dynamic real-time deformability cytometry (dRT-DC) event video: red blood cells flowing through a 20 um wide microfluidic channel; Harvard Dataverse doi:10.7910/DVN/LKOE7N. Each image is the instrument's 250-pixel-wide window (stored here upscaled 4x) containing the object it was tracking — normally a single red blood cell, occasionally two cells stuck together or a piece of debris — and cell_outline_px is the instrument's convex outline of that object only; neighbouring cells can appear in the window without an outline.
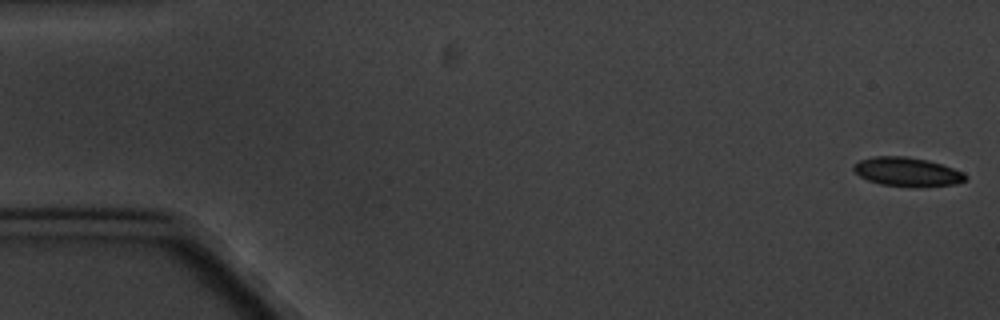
{"species": "common noctule bat (a hibernating species)", "species_latin": "Nyctalus noctula", "temperature_condition": "cold", "stored_images_in_passage": 6, "camera_frame_rate_fps": 3000, "um_per_image_px": 0.085, "animal": {"sex": "male", "body_mass_g": 20.1, "forearm_length_mm": 53.5}, "frame": {"image": 1, "passage_image": 1, "time_ms": 0.0, "image_size_px": [1000, 320], "cell_outline_px": [[968, 176], [964, 180], [956, 184], [916, 188], [912, 188], [880, 184], [868, 180], [860, 176], [852, 168], [852, 164], [860, 160], [872, 156], [904, 156], [928, 160], [964, 172]], "centroid_in_image_um": [77.1, 14.62], "position_along_channel_um": 7.9, "area_um2": 19.13}}
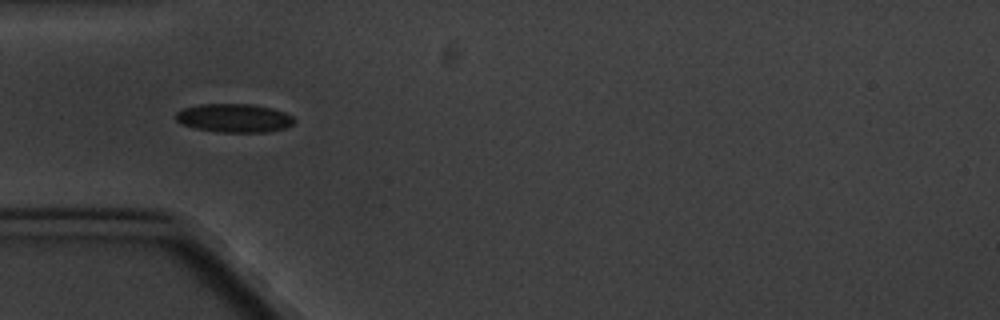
{"frame": {"image": 2, "passage_image": 5, "time_ms": 5.667, "image_size_px": [1000, 320], "cell_outline_px": [[296, 120], [292, 124], [284, 128], [268, 132], [220, 132], [196, 128], [180, 124], [176, 120], [176, 112], [184, 108], [200, 104], [252, 104], [272, 108], [284, 112], [292, 116]], "centroid_in_image_um": [19.9, 10.03], "position_along_channel_um": 65.1, "area_um2": 19.71}}